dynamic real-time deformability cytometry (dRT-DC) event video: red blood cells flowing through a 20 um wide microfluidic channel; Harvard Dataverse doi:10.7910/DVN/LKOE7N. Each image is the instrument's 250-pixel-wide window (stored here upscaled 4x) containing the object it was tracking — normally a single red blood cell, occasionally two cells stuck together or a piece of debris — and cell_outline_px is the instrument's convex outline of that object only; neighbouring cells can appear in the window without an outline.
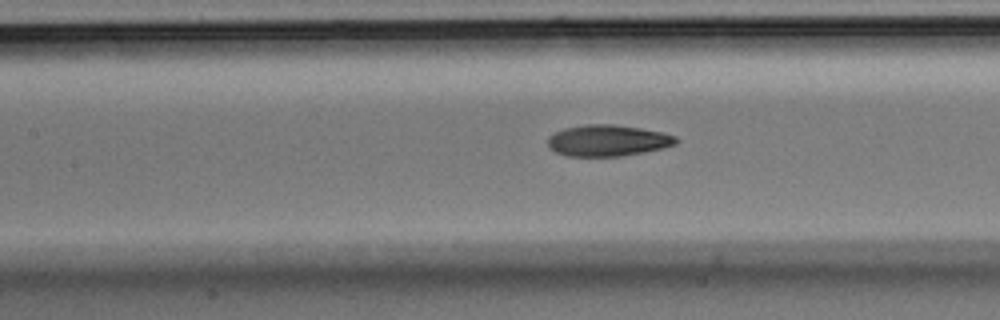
{"species": "Egyptian fruit bat (a non-hibernating species)", "species_latin": "Rousettus aegyptiacus", "temperature_condition": "room temperature", "stored_images_in_passage": 13, "segment_of_instrument_passage": [2, 2], "camera_frame_rate_fps": 3000, "um_per_image_px": 0.085, "animal": {"sex": "male"}, "frame": {"image": 1, "passage_image": 13, "time_ms": 4.0, "image_size_px": [1000, 320], "cell_outline_px": [[680, 140], [676, 144], [644, 152], [620, 156], [568, 156], [556, 152], [548, 148], [548, 136], [564, 128], [588, 124], [612, 124], [640, 128], [664, 132], [676, 136]], "centroid_in_image_um": [51.66, 11.94], "position_along_channel_um": 155.7, "area_um2": 23.41}}